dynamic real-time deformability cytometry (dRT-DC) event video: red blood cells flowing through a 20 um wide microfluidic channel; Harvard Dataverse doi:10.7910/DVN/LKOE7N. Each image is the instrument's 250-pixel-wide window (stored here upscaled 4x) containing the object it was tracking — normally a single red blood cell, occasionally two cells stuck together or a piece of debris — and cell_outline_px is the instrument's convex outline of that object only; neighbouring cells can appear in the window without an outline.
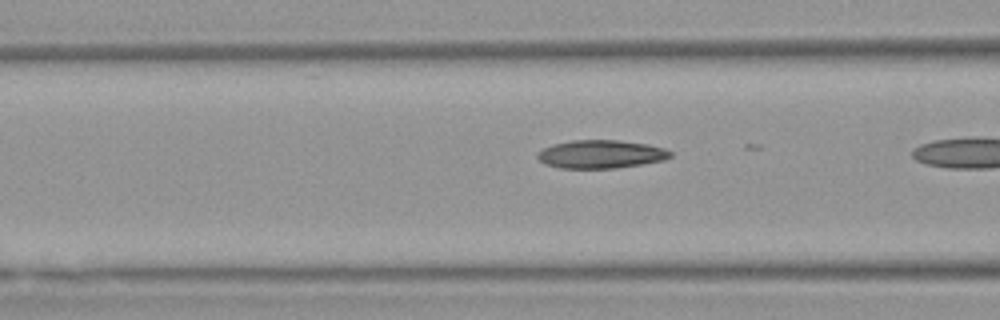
{"species": "Egyptian fruit bat (a non-hibernating species)", "species_latin": "Rousettus aegyptiacus", "temperature_condition": "warm", "stored_images_in_passage": 5, "camera_frame_rate_fps": 3000, "um_per_image_px": 0.085, "animal": {"sex": "female"}, "frame": {"image": 1, "passage_image": 4, "time_ms": 1.0, "image_size_px": [1000, 320], "cell_outline_px": [[672, 156], [664, 160], [616, 168], [560, 168], [544, 164], [536, 156], [544, 148], [552, 144], [572, 140], [616, 140], [648, 144], [664, 148], [672, 152]], "centroid_in_image_um": [51.08, 13.1], "position_along_channel_um": 115.5, "area_um2": 21.79}}